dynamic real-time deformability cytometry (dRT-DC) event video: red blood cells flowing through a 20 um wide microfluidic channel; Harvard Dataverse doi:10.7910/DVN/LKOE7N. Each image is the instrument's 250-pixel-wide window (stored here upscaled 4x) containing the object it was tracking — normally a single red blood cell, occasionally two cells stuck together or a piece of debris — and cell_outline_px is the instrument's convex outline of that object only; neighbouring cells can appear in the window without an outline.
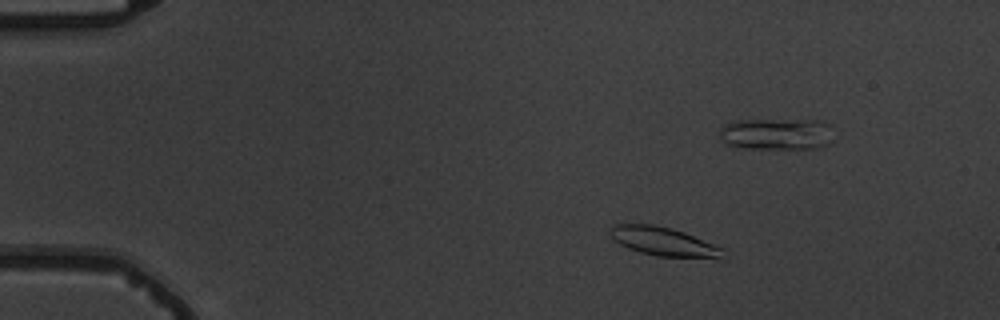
{"species": "common noctule bat (a hibernating species)", "species_latin": "Nyctalus noctula", "temperature_condition": "warm", "stored_images_in_passage": 5, "camera_frame_rate_fps": 3000, "um_per_image_px": 0.085, "animal": {"sex": "male", "body_mass_g": 19.5, "forearm_length_mm": 54.6}, "frame": {"image": 1, "passage_image": 2, "time_ms": 1.0, "image_size_px": [1000, 320], "cell_outline_px": [[724, 260], [656, 256], [640, 252], [628, 248], [612, 240], [612, 224], [652, 224], [672, 228], [684, 232], [724, 248]], "centroid_in_image_um": [56.5, 20.57], "position_along_channel_um": 28.5, "area_um2": 19.31}}